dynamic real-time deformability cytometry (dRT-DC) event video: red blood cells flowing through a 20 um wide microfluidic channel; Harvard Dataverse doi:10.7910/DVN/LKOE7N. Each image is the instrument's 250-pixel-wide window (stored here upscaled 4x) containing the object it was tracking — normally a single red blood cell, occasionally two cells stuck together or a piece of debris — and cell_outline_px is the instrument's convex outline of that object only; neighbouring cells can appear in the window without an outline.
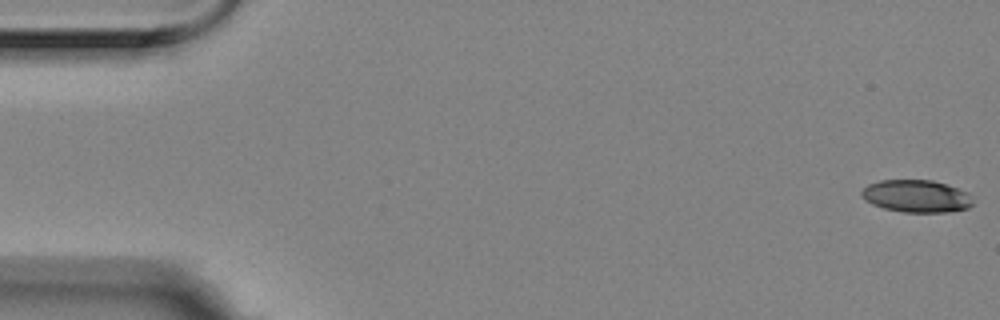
{"species": "Egyptian fruit bat (a non-hibernating species)", "species_latin": "Rousettus aegyptiacus", "temperature_condition": "room temperature", "stored_images_in_passage": 5, "segment_of_instrument_passage": [1, 2], "camera_frame_rate_fps": 3000, "um_per_image_px": 0.085, "animal": {"sex": "female"}, "frame": {"image": 1, "passage_image": 1, "time_ms": 0.0, "image_size_px": [1000, 320], "cell_outline_px": [[972, 204], [968, 208], [948, 212], [904, 212], [884, 208], [872, 204], [864, 200], [860, 196], [860, 192], [868, 184], [880, 180], [932, 180], [968, 192], [972, 196]], "centroid_in_image_um": [77.87, 16.67], "position_along_channel_um": 7.1, "area_um2": 21.04}}
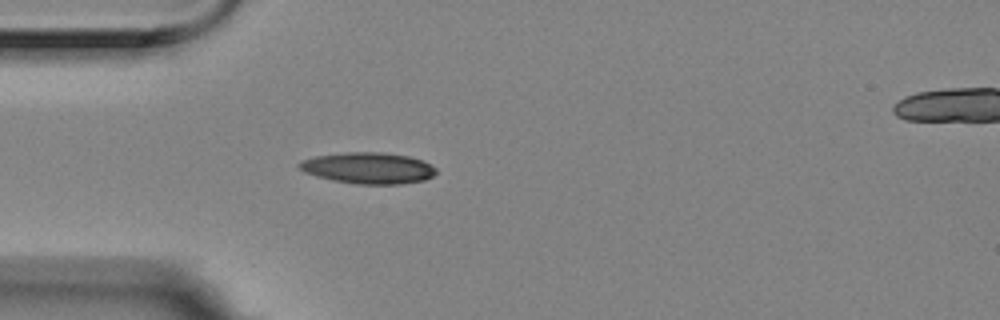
{"frame": {"image": 2, "passage_image": 4, "time_ms": 1.0, "image_size_px": [1000, 320], "cell_outline_px": [[436, 172], [432, 176], [424, 180], [400, 184], [356, 184], [332, 180], [316, 176], [304, 172], [296, 164], [300, 160], [316, 156], [344, 152], [384, 152], [408, 156], [424, 160], [436, 168]], "centroid_in_image_um": [31.29, 14.28], "position_along_channel_um": 53.7, "area_um2": 25.09}}